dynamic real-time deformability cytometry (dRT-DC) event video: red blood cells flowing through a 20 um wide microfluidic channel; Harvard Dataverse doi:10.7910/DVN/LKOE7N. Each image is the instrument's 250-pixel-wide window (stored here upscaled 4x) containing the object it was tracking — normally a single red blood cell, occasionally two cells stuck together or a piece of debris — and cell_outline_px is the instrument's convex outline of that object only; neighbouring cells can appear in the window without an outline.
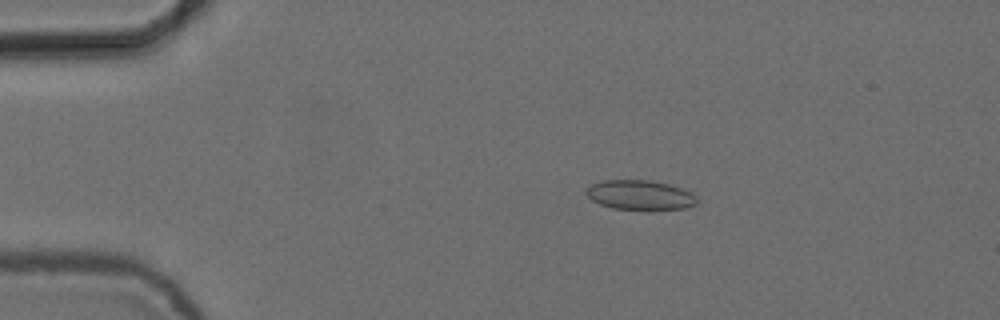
{"species": "common noctule bat (a hibernating species)", "species_latin": "Nyctalus noctula", "temperature_condition": "cold", "stored_images_in_passage": 7, "camera_frame_rate_fps": 3000, "um_per_image_px": 0.085, "animal": {"sex": "female", "body_mass_g": 24.6, "forearm_length_mm": 56.2}, "frame": {"image": 1, "passage_image": 3, "time_ms": 0.667, "image_size_px": [1000, 320], "cell_outline_px": [[696, 204], [684, 208], [648, 212], [644, 212], [612, 208], [600, 204], [592, 200], [584, 192], [588, 184], [604, 180], [648, 180], [668, 184], [692, 192], [696, 200]], "centroid_in_image_um": [54.36, 16.61], "position_along_channel_um": 30.6, "area_um2": 19.77}}
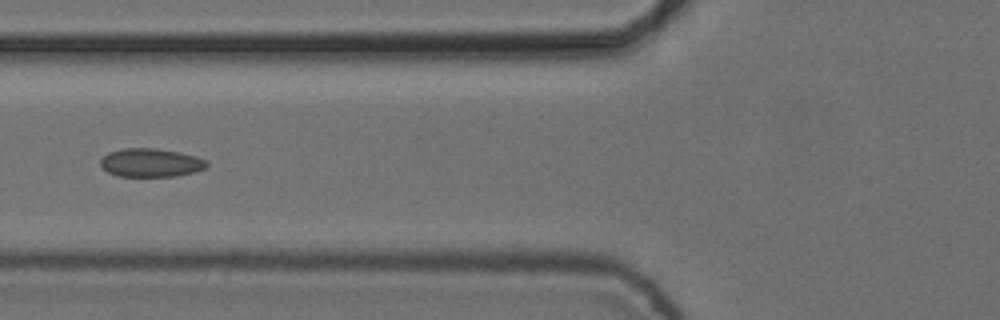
{"frame": {"image": 2, "passage_image": 6, "time_ms": 1.667, "image_size_px": [1000, 320], "cell_outline_px": [[208, 164], [204, 168], [196, 172], [176, 176], [116, 176], [108, 172], [100, 164], [100, 160], [108, 152], [124, 148], [156, 148], [180, 152], [196, 156], [204, 160]], "centroid_in_image_um": [12.81, 13.82], "position_along_channel_um": 113.0, "area_um2": 17.63}}
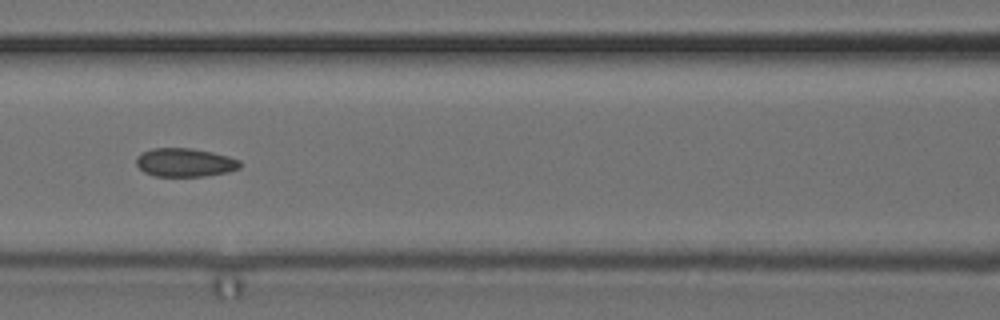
{"frame": {"image": 3, "passage_image": 7, "time_ms": 2.0, "image_size_px": [1000, 320], "cell_outline_px": [[240, 168], [228, 172], [204, 176], [156, 176], [144, 172], [136, 164], [136, 156], [140, 152], [152, 148], [192, 148], [212, 152], [228, 156], [240, 160]], "centroid_in_image_um": [15.7, 13.8], "position_along_channel_um": 150.9, "area_um2": 17.34}}